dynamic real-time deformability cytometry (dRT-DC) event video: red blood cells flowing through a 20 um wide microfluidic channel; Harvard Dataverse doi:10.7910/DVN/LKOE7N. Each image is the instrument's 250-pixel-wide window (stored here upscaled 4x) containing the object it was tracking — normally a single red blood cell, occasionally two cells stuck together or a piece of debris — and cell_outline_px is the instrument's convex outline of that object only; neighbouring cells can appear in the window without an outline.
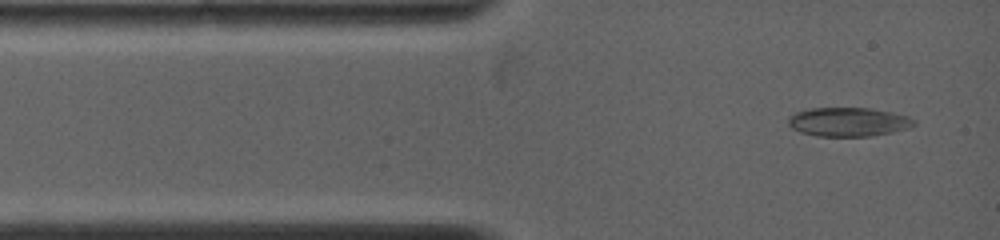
{"species": "common noctule bat (a hibernating species)", "species_latin": "Nyctalus noctula", "temperature_condition": "warm", "stored_images_in_passage": 3, "camera_frame_rate_fps": 5000, "um_per_image_px": 0.085, "animal": {"sex": "female", "body_mass_g": 19.0, "forearm_length_mm": 53.3}, "frame": {"image": 1, "passage_image": 1, "time_ms": 0.0, "image_size_px": [1000, 240], "cell_outline_px": [[916, 124], [908, 128], [892, 132], [872, 136], [816, 136], [800, 132], [792, 128], [788, 124], [788, 116], [796, 112], [812, 108], [868, 108], [908, 116], [916, 120]], "centroid_in_image_um": [72.09, 10.37], "position_along_channel_um": 12.9, "area_um2": 21.15}}
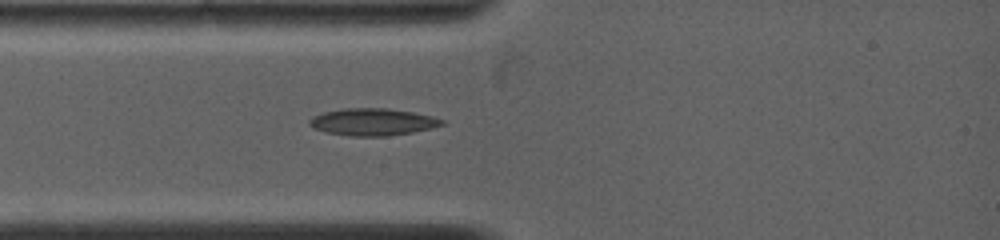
{"frame": {"image": 2, "passage_image": 3, "time_ms": 1.8, "image_size_px": [1000, 240], "cell_outline_px": [[444, 124], [432, 128], [412, 132], [384, 136], [352, 136], [324, 132], [312, 128], [308, 124], [308, 120], [312, 116], [324, 112], [344, 108], [388, 108], [412, 112], [432, 116], [444, 120]], "centroid_in_image_um": [31.63, 10.36], "position_along_channel_um": 53.4, "area_um2": 20.98}}